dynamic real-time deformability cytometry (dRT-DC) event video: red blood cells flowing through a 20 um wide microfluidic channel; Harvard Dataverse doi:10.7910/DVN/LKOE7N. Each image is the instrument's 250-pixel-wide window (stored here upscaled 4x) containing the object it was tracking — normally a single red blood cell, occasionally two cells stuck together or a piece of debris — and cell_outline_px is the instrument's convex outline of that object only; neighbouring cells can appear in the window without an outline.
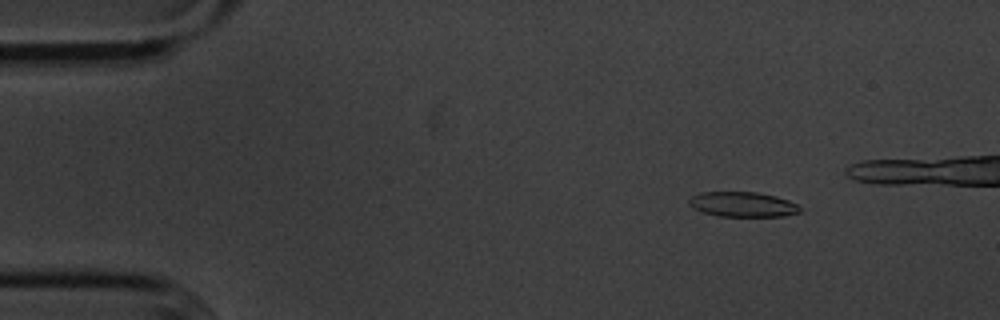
{"species": "common noctule bat (a hibernating species)", "species_latin": "Nyctalus noctula", "temperature_condition": "cold", "stored_images_in_passage": 46, "camera_frame_rate_fps": 3000, "um_per_image_px": 0.085, "animal": {"sex": "male", "body_mass_g": 20.1, "forearm_length_mm": 53.5}, "frame": {"image": 1, "passage_image": 8, "time_ms": 2.333, "image_size_px": [1000, 320], "cell_outline_px": [[800, 212], [784, 216], [720, 216], [704, 212], [692, 208], [688, 204], [688, 200], [692, 196], [700, 192], [756, 192], [776, 196], [788, 200], [796, 204], [800, 208]], "centroid_in_image_um": [63.1, 17.37], "position_along_channel_um": 21.9, "area_um2": 16.07}}
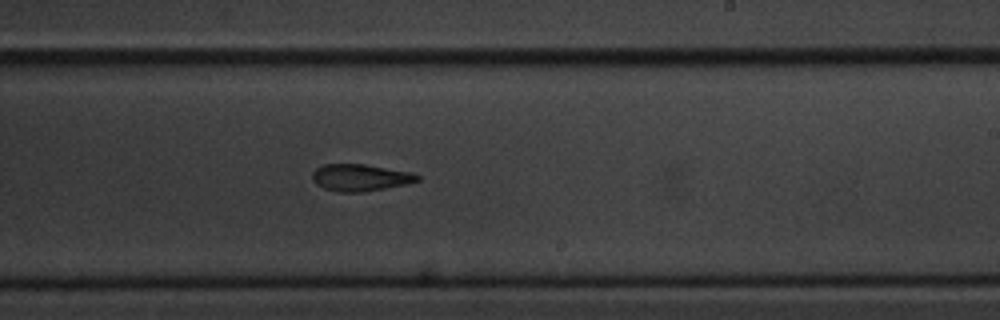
{"frame": {"image": 2, "passage_image": 34, "time_ms": 11.0, "image_size_px": [1000, 320], "cell_outline_px": [[420, 180], [404, 184], [364, 192], [340, 192], [324, 188], [316, 184], [312, 180], [312, 172], [316, 168], [324, 164], [364, 164], [412, 172], [420, 176]], "centroid_in_image_um": [30.6, 15.09], "position_along_channel_um": 258.4, "area_um2": 16.42}}
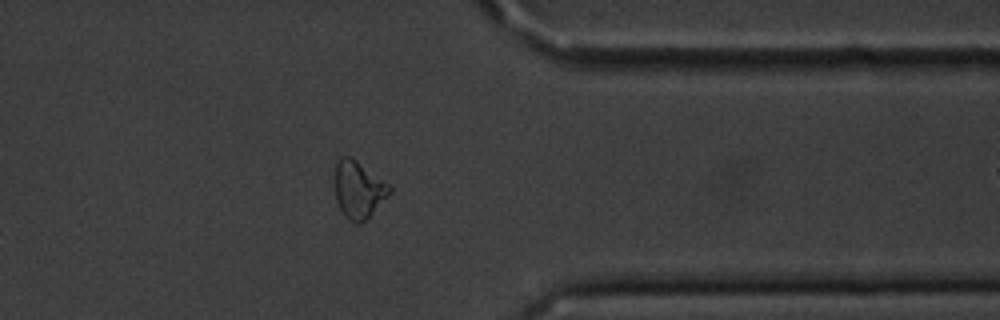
{"frame": {"image": 3, "passage_image": 45, "time_ms": 14.667, "image_size_px": [1000, 320], "cell_outline_px": [[392, 192], [360, 224], [356, 224], [348, 220], [344, 216], [336, 200], [336, 164], [340, 156], [352, 156], [388, 184], [392, 188]], "centroid_in_image_um": [30.47, 16.11], "position_along_channel_um": 380.9, "area_um2": 17.98}}